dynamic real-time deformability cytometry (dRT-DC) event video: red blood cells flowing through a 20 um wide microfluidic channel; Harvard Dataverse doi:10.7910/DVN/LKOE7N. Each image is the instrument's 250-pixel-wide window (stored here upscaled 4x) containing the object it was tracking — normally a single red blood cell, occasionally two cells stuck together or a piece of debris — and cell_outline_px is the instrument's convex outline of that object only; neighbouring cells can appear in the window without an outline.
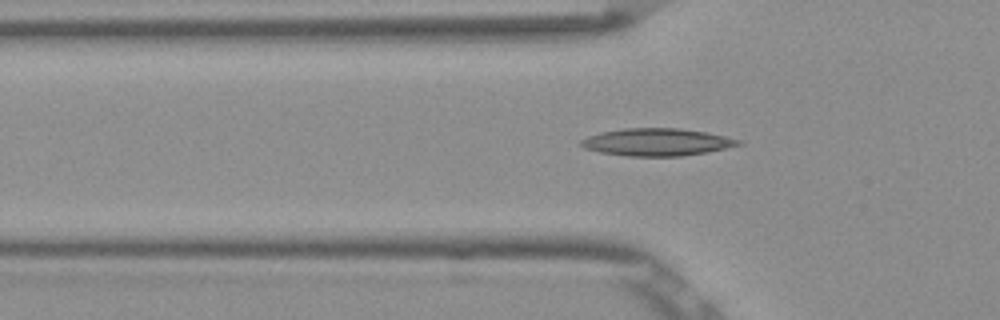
{"species": "Egyptian fruit bat (a non-hibernating species)", "species_latin": "Rousettus aegyptiacus", "temperature_condition": "room temperature", "stored_images_in_passage": 39, "camera_frame_rate_fps": 3000, "um_per_image_px": 0.085, "frame": {"image": 1, "passage_image": 10, "time_ms": 3.0, "image_size_px": [1000, 320], "cell_outline_px": [[744, 144], [708, 152], [680, 156], [628, 156], [600, 152], [584, 148], [580, 144], [580, 140], [588, 136], [600, 132], [624, 128], [680, 128], [704, 132], [724, 136], [740, 140]], "centroid_in_image_um": [55.82, 12.08], "position_along_channel_um": 70.0, "area_um2": 25.09}}
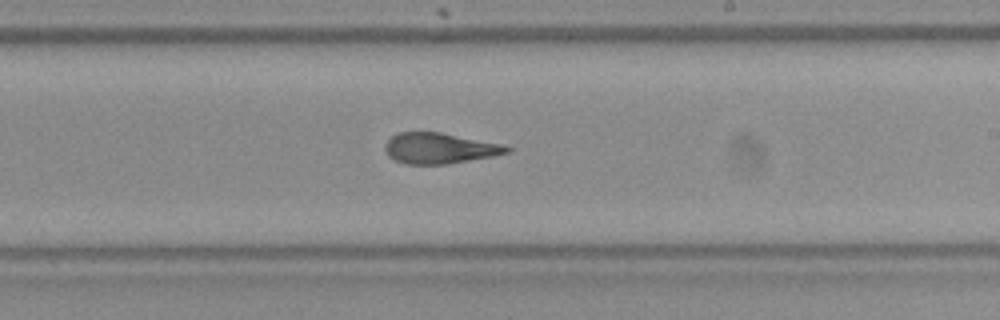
{"frame": {"image": 2, "passage_image": 24, "time_ms": 7.667, "image_size_px": [1000, 320], "cell_outline_px": [[512, 148], [508, 152], [492, 156], [448, 164], [404, 164], [388, 156], [384, 148], [384, 144], [396, 132], [440, 132], [504, 144]], "centroid_in_image_um": [37.34, 12.6], "position_along_channel_um": 251.7, "area_um2": 21.85}}
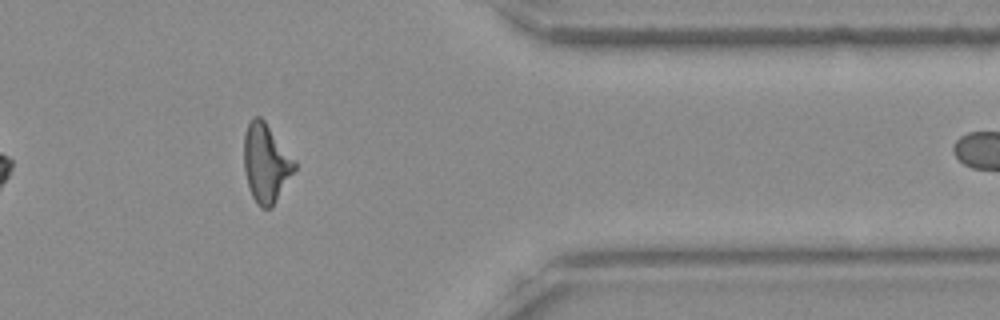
{"frame": {"image": 3, "passage_image": 36, "time_ms": 11.667, "image_size_px": [1000, 320], "cell_outline_px": [[296, 168], [272, 208], [260, 208], [256, 204], [252, 196], [248, 184], [244, 168], [244, 136], [248, 124], [252, 116], [260, 116], [264, 120], [296, 160]], "centroid_in_image_um": [22.61, 13.86], "position_along_channel_um": 388.8, "area_um2": 23.24}, "authors_computed_cell_mechanics": {"area_um2": 23.0622, "velocity_mm_per_s": 3.876, "shape_relaxation_time_tau1_ms": 8.2587, "shape_relaxation_time_tau2_ms": 1.8119, "deformation_change_tau1": 0.2244, "deformation_change_tau2": 0.0996}}